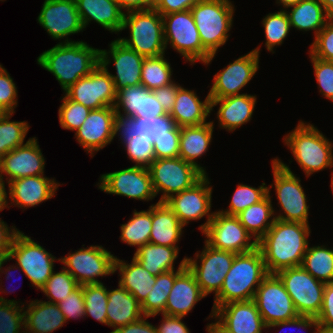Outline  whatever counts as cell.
<instances>
[{"label": "cell", "mask_w": 333, "mask_h": 333, "mask_svg": "<svg viewBox=\"0 0 333 333\" xmlns=\"http://www.w3.org/2000/svg\"><path fill=\"white\" fill-rule=\"evenodd\" d=\"M310 234L309 224L275 219L271 228L257 242L268 274L301 266Z\"/></svg>", "instance_id": "1"}, {"label": "cell", "mask_w": 333, "mask_h": 333, "mask_svg": "<svg viewBox=\"0 0 333 333\" xmlns=\"http://www.w3.org/2000/svg\"><path fill=\"white\" fill-rule=\"evenodd\" d=\"M41 68L55 76L62 90L89 75L100 63V49L85 41L57 43L37 57Z\"/></svg>", "instance_id": "2"}, {"label": "cell", "mask_w": 333, "mask_h": 333, "mask_svg": "<svg viewBox=\"0 0 333 333\" xmlns=\"http://www.w3.org/2000/svg\"><path fill=\"white\" fill-rule=\"evenodd\" d=\"M268 275L261 250L236 254L220 291L214 296L212 311L229 302L248 301Z\"/></svg>", "instance_id": "3"}, {"label": "cell", "mask_w": 333, "mask_h": 333, "mask_svg": "<svg viewBox=\"0 0 333 333\" xmlns=\"http://www.w3.org/2000/svg\"><path fill=\"white\" fill-rule=\"evenodd\" d=\"M282 139L307 178L333 168V141L313 124L300 120Z\"/></svg>", "instance_id": "4"}, {"label": "cell", "mask_w": 333, "mask_h": 333, "mask_svg": "<svg viewBox=\"0 0 333 333\" xmlns=\"http://www.w3.org/2000/svg\"><path fill=\"white\" fill-rule=\"evenodd\" d=\"M235 10L230 0H201L191 7L202 46L212 55L204 65H210L228 41Z\"/></svg>", "instance_id": "5"}, {"label": "cell", "mask_w": 333, "mask_h": 333, "mask_svg": "<svg viewBox=\"0 0 333 333\" xmlns=\"http://www.w3.org/2000/svg\"><path fill=\"white\" fill-rule=\"evenodd\" d=\"M125 29L130 31V36L117 39L144 58L167 51L162 15L154 8L124 13L122 31Z\"/></svg>", "instance_id": "6"}, {"label": "cell", "mask_w": 333, "mask_h": 333, "mask_svg": "<svg viewBox=\"0 0 333 333\" xmlns=\"http://www.w3.org/2000/svg\"><path fill=\"white\" fill-rule=\"evenodd\" d=\"M272 170L274 183L267 186L268 193H271L270 189H275L276 199L281 209L278 213L274 211L275 219L309 224L310 206L307 203L308 198L301 179L279 157L272 159Z\"/></svg>", "instance_id": "7"}, {"label": "cell", "mask_w": 333, "mask_h": 333, "mask_svg": "<svg viewBox=\"0 0 333 333\" xmlns=\"http://www.w3.org/2000/svg\"><path fill=\"white\" fill-rule=\"evenodd\" d=\"M166 49L170 47L190 65L205 63L212 55L202 46L199 32L190 10L162 15Z\"/></svg>", "instance_id": "8"}, {"label": "cell", "mask_w": 333, "mask_h": 333, "mask_svg": "<svg viewBox=\"0 0 333 333\" xmlns=\"http://www.w3.org/2000/svg\"><path fill=\"white\" fill-rule=\"evenodd\" d=\"M158 202H165L172 195L193 187L205 174L196 166L180 157L155 159L148 167Z\"/></svg>", "instance_id": "9"}, {"label": "cell", "mask_w": 333, "mask_h": 333, "mask_svg": "<svg viewBox=\"0 0 333 333\" xmlns=\"http://www.w3.org/2000/svg\"><path fill=\"white\" fill-rule=\"evenodd\" d=\"M9 258L15 259L16 265L30 280L37 290H40L54 272V263L60 258L54 257L39 243L18 231L12 241Z\"/></svg>", "instance_id": "10"}, {"label": "cell", "mask_w": 333, "mask_h": 333, "mask_svg": "<svg viewBox=\"0 0 333 333\" xmlns=\"http://www.w3.org/2000/svg\"><path fill=\"white\" fill-rule=\"evenodd\" d=\"M85 245L60 258V263L79 285L99 284V277L114 274V254L102 245ZM98 278V279H97Z\"/></svg>", "instance_id": "11"}, {"label": "cell", "mask_w": 333, "mask_h": 333, "mask_svg": "<svg viewBox=\"0 0 333 333\" xmlns=\"http://www.w3.org/2000/svg\"><path fill=\"white\" fill-rule=\"evenodd\" d=\"M276 275L283 282L299 315H319L326 283L315 279L302 266L282 269Z\"/></svg>", "instance_id": "12"}, {"label": "cell", "mask_w": 333, "mask_h": 333, "mask_svg": "<svg viewBox=\"0 0 333 333\" xmlns=\"http://www.w3.org/2000/svg\"><path fill=\"white\" fill-rule=\"evenodd\" d=\"M186 257V266L195 276L202 292L207 296L216 295L230 270L236 253L212 248L204 241L202 252Z\"/></svg>", "instance_id": "13"}, {"label": "cell", "mask_w": 333, "mask_h": 333, "mask_svg": "<svg viewBox=\"0 0 333 333\" xmlns=\"http://www.w3.org/2000/svg\"><path fill=\"white\" fill-rule=\"evenodd\" d=\"M209 180L207 174L193 187L172 195L165 201L185 227L189 222L198 221L206 216L207 220L198 228L201 233L206 230L215 213L211 212L213 188Z\"/></svg>", "instance_id": "14"}, {"label": "cell", "mask_w": 333, "mask_h": 333, "mask_svg": "<svg viewBox=\"0 0 333 333\" xmlns=\"http://www.w3.org/2000/svg\"><path fill=\"white\" fill-rule=\"evenodd\" d=\"M202 235L212 248L236 254L247 253L257 247V242L252 239L237 216L226 215L218 210Z\"/></svg>", "instance_id": "15"}, {"label": "cell", "mask_w": 333, "mask_h": 333, "mask_svg": "<svg viewBox=\"0 0 333 333\" xmlns=\"http://www.w3.org/2000/svg\"><path fill=\"white\" fill-rule=\"evenodd\" d=\"M266 326L299 316L293 300L276 274H268L253 298Z\"/></svg>", "instance_id": "16"}, {"label": "cell", "mask_w": 333, "mask_h": 333, "mask_svg": "<svg viewBox=\"0 0 333 333\" xmlns=\"http://www.w3.org/2000/svg\"><path fill=\"white\" fill-rule=\"evenodd\" d=\"M64 93L70 100L94 110L114 107L117 91L108 68L99 63L89 75L77 80Z\"/></svg>", "instance_id": "17"}, {"label": "cell", "mask_w": 333, "mask_h": 333, "mask_svg": "<svg viewBox=\"0 0 333 333\" xmlns=\"http://www.w3.org/2000/svg\"><path fill=\"white\" fill-rule=\"evenodd\" d=\"M260 49L259 45L218 71L214 75L212 87L208 90L209 97L225 98L243 94L239 92L253 79L259 69Z\"/></svg>", "instance_id": "18"}, {"label": "cell", "mask_w": 333, "mask_h": 333, "mask_svg": "<svg viewBox=\"0 0 333 333\" xmlns=\"http://www.w3.org/2000/svg\"><path fill=\"white\" fill-rule=\"evenodd\" d=\"M97 186L104 193L140 201H150L156 197L148 168L134 165L102 174Z\"/></svg>", "instance_id": "19"}, {"label": "cell", "mask_w": 333, "mask_h": 333, "mask_svg": "<svg viewBox=\"0 0 333 333\" xmlns=\"http://www.w3.org/2000/svg\"><path fill=\"white\" fill-rule=\"evenodd\" d=\"M37 17V23L42 26L53 40L58 43L76 42L69 39L84 31L75 0H45Z\"/></svg>", "instance_id": "20"}, {"label": "cell", "mask_w": 333, "mask_h": 333, "mask_svg": "<svg viewBox=\"0 0 333 333\" xmlns=\"http://www.w3.org/2000/svg\"><path fill=\"white\" fill-rule=\"evenodd\" d=\"M119 126L114 107L94 109L74 132L75 138L90 157H94L96 152L111 144L118 135Z\"/></svg>", "instance_id": "21"}, {"label": "cell", "mask_w": 333, "mask_h": 333, "mask_svg": "<svg viewBox=\"0 0 333 333\" xmlns=\"http://www.w3.org/2000/svg\"><path fill=\"white\" fill-rule=\"evenodd\" d=\"M109 49H100V64L108 68L114 62L116 74H111L116 91L141 84V69L144 57L125 46L118 39L109 44Z\"/></svg>", "instance_id": "22"}, {"label": "cell", "mask_w": 333, "mask_h": 333, "mask_svg": "<svg viewBox=\"0 0 333 333\" xmlns=\"http://www.w3.org/2000/svg\"><path fill=\"white\" fill-rule=\"evenodd\" d=\"M45 158L36 137L29 138L22 146L1 157V179L9 182L29 176L44 175Z\"/></svg>", "instance_id": "23"}, {"label": "cell", "mask_w": 333, "mask_h": 333, "mask_svg": "<svg viewBox=\"0 0 333 333\" xmlns=\"http://www.w3.org/2000/svg\"><path fill=\"white\" fill-rule=\"evenodd\" d=\"M60 183L44 175L15 179L8 183L9 208L18 206L23 210L40 205L55 197Z\"/></svg>", "instance_id": "24"}, {"label": "cell", "mask_w": 333, "mask_h": 333, "mask_svg": "<svg viewBox=\"0 0 333 333\" xmlns=\"http://www.w3.org/2000/svg\"><path fill=\"white\" fill-rule=\"evenodd\" d=\"M213 316L232 333H262L266 329L253 299L221 305Z\"/></svg>", "instance_id": "25"}, {"label": "cell", "mask_w": 333, "mask_h": 333, "mask_svg": "<svg viewBox=\"0 0 333 333\" xmlns=\"http://www.w3.org/2000/svg\"><path fill=\"white\" fill-rule=\"evenodd\" d=\"M210 100L211 112L219 105L216 113L218 126L229 133L250 122L257 103L256 95L247 93Z\"/></svg>", "instance_id": "26"}, {"label": "cell", "mask_w": 333, "mask_h": 333, "mask_svg": "<svg viewBox=\"0 0 333 333\" xmlns=\"http://www.w3.org/2000/svg\"><path fill=\"white\" fill-rule=\"evenodd\" d=\"M205 297L195 276L186 266L175 278L163 314L184 318Z\"/></svg>", "instance_id": "27"}, {"label": "cell", "mask_w": 333, "mask_h": 333, "mask_svg": "<svg viewBox=\"0 0 333 333\" xmlns=\"http://www.w3.org/2000/svg\"><path fill=\"white\" fill-rule=\"evenodd\" d=\"M210 113L211 100L209 93H207L205 100L201 101L194 90H188V88L180 86L169 116L179 127L199 126L207 123Z\"/></svg>", "instance_id": "28"}, {"label": "cell", "mask_w": 333, "mask_h": 333, "mask_svg": "<svg viewBox=\"0 0 333 333\" xmlns=\"http://www.w3.org/2000/svg\"><path fill=\"white\" fill-rule=\"evenodd\" d=\"M84 29L91 21L110 33L122 32L124 12L115 0H75Z\"/></svg>", "instance_id": "29"}, {"label": "cell", "mask_w": 333, "mask_h": 333, "mask_svg": "<svg viewBox=\"0 0 333 333\" xmlns=\"http://www.w3.org/2000/svg\"><path fill=\"white\" fill-rule=\"evenodd\" d=\"M214 125L213 121H208L199 126L180 127L179 157L199 168L205 175V167L196 160L207 153L213 139Z\"/></svg>", "instance_id": "30"}, {"label": "cell", "mask_w": 333, "mask_h": 333, "mask_svg": "<svg viewBox=\"0 0 333 333\" xmlns=\"http://www.w3.org/2000/svg\"><path fill=\"white\" fill-rule=\"evenodd\" d=\"M152 205V225L149 242L167 247H179L185 227L165 202Z\"/></svg>", "instance_id": "31"}, {"label": "cell", "mask_w": 333, "mask_h": 333, "mask_svg": "<svg viewBox=\"0 0 333 333\" xmlns=\"http://www.w3.org/2000/svg\"><path fill=\"white\" fill-rule=\"evenodd\" d=\"M143 316L141 304L119 283L118 288L108 289L107 326L113 328V331Z\"/></svg>", "instance_id": "32"}, {"label": "cell", "mask_w": 333, "mask_h": 333, "mask_svg": "<svg viewBox=\"0 0 333 333\" xmlns=\"http://www.w3.org/2000/svg\"><path fill=\"white\" fill-rule=\"evenodd\" d=\"M118 271V283L142 304L156 282V276L150 274L133 257L131 263L115 257L114 274Z\"/></svg>", "instance_id": "33"}, {"label": "cell", "mask_w": 333, "mask_h": 333, "mask_svg": "<svg viewBox=\"0 0 333 333\" xmlns=\"http://www.w3.org/2000/svg\"><path fill=\"white\" fill-rule=\"evenodd\" d=\"M28 302L24 306L26 329L35 333H54L67 323L57 304L36 299Z\"/></svg>", "instance_id": "34"}, {"label": "cell", "mask_w": 333, "mask_h": 333, "mask_svg": "<svg viewBox=\"0 0 333 333\" xmlns=\"http://www.w3.org/2000/svg\"><path fill=\"white\" fill-rule=\"evenodd\" d=\"M286 13L291 28L304 32L314 31V37L332 18L319 0H302L287 8Z\"/></svg>", "instance_id": "35"}, {"label": "cell", "mask_w": 333, "mask_h": 333, "mask_svg": "<svg viewBox=\"0 0 333 333\" xmlns=\"http://www.w3.org/2000/svg\"><path fill=\"white\" fill-rule=\"evenodd\" d=\"M271 197L268 193L261 201L249 206L237 215L240 223L256 242L266 234L275 221V209Z\"/></svg>", "instance_id": "36"}, {"label": "cell", "mask_w": 333, "mask_h": 333, "mask_svg": "<svg viewBox=\"0 0 333 333\" xmlns=\"http://www.w3.org/2000/svg\"><path fill=\"white\" fill-rule=\"evenodd\" d=\"M179 247H167L147 243L134 253V258L150 274L158 276L163 272L175 270L174 262L178 258Z\"/></svg>", "instance_id": "37"}, {"label": "cell", "mask_w": 333, "mask_h": 333, "mask_svg": "<svg viewBox=\"0 0 333 333\" xmlns=\"http://www.w3.org/2000/svg\"><path fill=\"white\" fill-rule=\"evenodd\" d=\"M186 257L187 256L180 261L177 270L163 272L156 276V282L153 285L152 290L141 304V310L144 316L154 317L165 312L167 299L173 287L175 278L186 267Z\"/></svg>", "instance_id": "38"}, {"label": "cell", "mask_w": 333, "mask_h": 333, "mask_svg": "<svg viewBox=\"0 0 333 333\" xmlns=\"http://www.w3.org/2000/svg\"><path fill=\"white\" fill-rule=\"evenodd\" d=\"M118 138L134 166L148 168L155 161L152 141L132 133L124 124L119 126Z\"/></svg>", "instance_id": "39"}, {"label": "cell", "mask_w": 333, "mask_h": 333, "mask_svg": "<svg viewBox=\"0 0 333 333\" xmlns=\"http://www.w3.org/2000/svg\"><path fill=\"white\" fill-rule=\"evenodd\" d=\"M301 266L315 279L324 283L333 282V247L310 246L303 257Z\"/></svg>", "instance_id": "40"}, {"label": "cell", "mask_w": 333, "mask_h": 333, "mask_svg": "<svg viewBox=\"0 0 333 333\" xmlns=\"http://www.w3.org/2000/svg\"><path fill=\"white\" fill-rule=\"evenodd\" d=\"M152 225V205L147 210L133 211V215L127 223L120 225V239L129 246L137 247L149 243Z\"/></svg>", "instance_id": "41"}, {"label": "cell", "mask_w": 333, "mask_h": 333, "mask_svg": "<svg viewBox=\"0 0 333 333\" xmlns=\"http://www.w3.org/2000/svg\"><path fill=\"white\" fill-rule=\"evenodd\" d=\"M165 54L144 58L141 69V84L153 91L157 88L170 85L173 69Z\"/></svg>", "instance_id": "42"}, {"label": "cell", "mask_w": 333, "mask_h": 333, "mask_svg": "<svg viewBox=\"0 0 333 333\" xmlns=\"http://www.w3.org/2000/svg\"><path fill=\"white\" fill-rule=\"evenodd\" d=\"M13 115L14 113L6 112L0 117V158L24 145L30 128L26 121H10Z\"/></svg>", "instance_id": "43"}, {"label": "cell", "mask_w": 333, "mask_h": 333, "mask_svg": "<svg viewBox=\"0 0 333 333\" xmlns=\"http://www.w3.org/2000/svg\"><path fill=\"white\" fill-rule=\"evenodd\" d=\"M262 19L261 24L266 37L264 46L267 51L274 53V47L281 46L291 30L288 15L286 10L281 9L267 14Z\"/></svg>", "instance_id": "44"}, {"label": "cell", "mask_w": 333, "mask_h": 333, "mask_svg": "<svg viewBox=\"0 0 333 333\" xmlns=\"http://www.w3.org/2000/svg\"><path fill=\"white\" fill-rule=\"evenodd\" d=\"M234 191L228 208L218 211L226 215L237 216L249 206L261 201L268 194V188L265 182L258 187L241 183L238 184Z\"/></svg>", "instance_id": "45"}, {"label": "cell", "mask_w": 333, "mask_h": 333, "mask_svg": "<svg viewBox=\"0 0 333 333\" xmlns=\"http://www.w3.org/2000/svg\"><path fill=\"white\" fill-rule=\"evenodd\" d=\"M85 317L107 325L108 290L103 283L83 285Z\"/></svg>", "instance_id": "46"}, {"label": "cell", "mask_w": 333, "mask_h": 333, "mask_svg": "<svg viewBox=\"0 0 333 333\" xmlns=\"http://www.w3.org/2000/svg\"><path fill=\"white\" fill-rule=\"evenodd\" d=\"M124 125L132 132L143 138L154 141L157 136L165 134L170 131L174 126V120L169 114L159 118H131L128 119Z\"/></svg>", "instance_id": "47"}, {"label": "cell", "mask_w": 333, "mask_h": 333, "mask_svg": "<svg viewBox=\"0 0 333 333\" xmlns=\"http://www.w3.org/2000/svg\"><path fill=\"white\" fill-rule=\"evenodd\" d=\"M142 84L117 90L114 110L120 124L141 113ZM122 111V112H121Z\"/></svg>", "instance_id": "48"}, {"label": "cell", "mask_w": 333, "mask_h": 333, "mask_svg": "<svg viewBox=\"0 0 333 333\" xmlns=\"http://www.w3.org/2000/svg\"><path fill=\"white\" fill-rule=\"evenodd\" d=\"M79 284L74 277L64 268L54 271L45 285L40 289L49 299L47 302L58 304L75 290Z\"/></svg>", "instance_id": "49"}, {"label": "cell", "mask_w": 333, "mask_h": 333, "mask_svg": "<svg viewBox=\"0 0 333 333\" xmlns=\"http://www.w3.org/2000/svg\"><path fill=\"white\" fill-rule=\"evenodd\" d=\"M0 296V333H21L25 327L24 303Z\"/></svg>", "instance_id": "50"}, {"label": "cell", "mask_w": 333, "mask_h": 333, "mask_svg": "<svg viewBox=\"0 0 333 333\" xmlns=\"http://www.w3.org/2000/svg\"><path fill=\"white\" fill-rule=\"evenodd\" d=\"M62 104L58 109L60 126L63 129L77 131L88 117L91 109L70 100L65 94L61 97Z\"/></svg>", "instance_id": "51"}, {"label": "cell", "mask_w": 333, "mask_h": 333, "mask_svg": "<svg viewBox=\"0 0 333 333\" xmlns=\"http://www.w3.org/2000/svg\"><path fill=\"white\" fill-rule=\"evenodd\" d=\"M309 57L319 87V93L333 103V61L318 59L310 53Z\"/></svg>", "instance_id": "52"}, {"label": "cell", "mask_w": 333, "mask_h": 333, "mask_svg": "<svg viewBox=\"0 0 333 333\" xmlns=\"http://www.w3.org/2000/svg\"><path fill=\"white\" fill-rule=\"evenodd\" d=\"M180 127L175 125L170 131L157 136L153 141L155 159L179 157Z\"/></svg>", "instance_id": "53"}, {"label": "cell", "mask_w": 333, "mask_h": 333, "mask_svg": "<svg viewBox=\"0 0 333 333\" xmlns=\"http://www.w3.org/2000/svg\"><path fill=\"white\" fill-rule=\"evenodd\" d=\"M309 53L324 61H333V17L315 36Z\"/></svg>", "instance_id": "54"}, {"label": "cell", "mask_w": 333, "mask_h": 333, "mask_svg": "<svg viewBox=\"0 0 333 333\" xmlns=\"http://www.w3.org/2000/svg\"><path fill=\"white\" fill-rule=\"evenodd\" d=\"M18 90L9 72L0 64V109L15 113L18 105Z\"/></svg>", "instance_id": "55"}, {"label": "cell", "mask_w": 333, "mask_h": 333, "mask_svg": "<svg viewBox=\"0 0 333 333\" xmlns=\"http://www.w3.org/2000/svg\"><path fill=\"white\" fill-rule=\"evenodd\" d=\"M57 305L65 316L66 322L73 318L74 320L85 319L83 286L79 285L65 300L60 301Z\"/></svg>", "instance_id": "56"}, {"label": "cell", "mask_w": 333, "mask_h": 333, "mask_svg": "<svg viewBox=\"0 0 333 333\" xmlns=\"http://www.w3.org/2000/svg\"><path fill=\"white\" fill-rule=\"evenodd\" d=\"M167 115L153 91L142 85L141 113H136L132 118H159Z\"/></svg>", "instance_id": "57"}, {"label": "cell", "mask_w": 333, "mask_h": 333, "mask_svg": "<svg viewBox=\"0 0 333 333\" xmlns=\"http://www.w3.org/2000/svg\"><path fill=\"white\" fill-rule=\"evenodd\" d=\"M316 319L320 326L333 328V282L325 285L322 308Z\"/></svg>", "instance_id": "58"}, {"label": "cell", "mask_w": 333, "mask_h": 333, "mask_svg": "<svg viewBox=\"0 0 333 333\" xmlns=\"http://www.w3.org/2000/svg\"><path fill=\"white\" fill-rule=\"evenodd\" d=\"M201 0H156L154 9L161 15H168L179 11L190 10L191 7Z\"/></svg>", "instance_id": "59"}, {"label": "cell", "mask_w": 333, "mask_h": 333, "mask_svg": "<svg viewBox=\"0 0 333 333\" xmlns=\"http://www.w3.org/2000/svg\"><path fill=\"white\" fill-rule=\"evenodd\" d=\"M180 86L181 85L179 83L177 84L174 81L170 85L153 90L156 99L160 102L162 108L167 114H169L173 108L177 91Z\"/></svg>", "instance_id": "60"}, {"label": "cell", "mask_w": 333, "mask_h": 333, "mask_svg": "<svg viewBox=\"0 0 333 333\" xmlns=\"http://www.w3.org/2000/svg\"><path fill=\"white\" fill-rule=\"evenodd\" d=\"M287 326L290 328H293V327H297L299 329L302 328L303 330L311 328L310 330H313L312 333H318V330L320 327L316 317L299 315L298 317H296L295 319H292V320L277 322V323L268 325V326H266V329L271 330V327L273 329H275L276 327L283 328V327H287ZM312 328H314V329H312ZM279 333H281V332H279Z\"/></svg>", "instance_id": "61"}, {"label": "cell", "mask_w": 333, "mask_h": 333, "mask_svg": "<svg viewBox=\"0 0 333 333\" xmlns=\"http://www.w3.org/2000/svg\"><path fill=\"white\" fill-rule=\"evenodd\" d=\"M18 231L19 229H17L16 226L13 225L9 227V225L0 218V260L9 257L12 241Z\"/></svg>", "instance_id": "62"}, {"label": "cell", "mask_w": 333, "mask_h": 333, "mask_svg": "<svg viewBox=\"0 0 333 333\" xmlns=\"http://www.w3.org/2000/svg\"><path fill=\"white\" fill-rule=\"evenodd\" d=\"M161 315L163 319L160 321V325H156L157 333H191L189 328L182 321L183 317Z\"/></svg>", "instance_id": "63"}, {"label": "cell", "mask_w": 333, "mask_h": 333, "mask_svg": "<svg viewBox=\"0 0 333 333\" xmlns=\"http://www.w3.org/2000/svg\"><path fill=\"white\" fill-rule=\"evenodd\" d=\"M149 316H143L138 321L129 323L110 333H157L156 326L147 321Z\"/></svg>", "instance_id": "64"}, {"label": "cell", "mask_w": 333, "mask_h": 333, "mask_svg": "<svg viewBox=\"0 0 333 333\" xmlns=\"http://www.w3.org/2000/svg\"><path fill=\"white\" fill-rule=\"evenodd\" d=\"M115 1L124 13L130 11L151 9L154 8L155 4L153 0H115Z\"/></svg>", "instance_id": "65"}, {"label": "cell", "mask_w": 333, "mask_h": 333, "mask_svg": "<svg viewBox=\"0 0 333 333\" xmlns=\"http://www.w3.org/2000/svg\"><path fill=\"white\" fill-rule=\"evenodd\" d=\"M11 259L8 257V258H5V259H3V260H1L0 261V278H2L1 277V275H2V273H4L6 276V280H8L10 277H12L11 276V272L13 271V272H15V270H17L18 269V271L21 269L18 265H9V267H5L4 269H2L4 266L3 265H5V263H7V261H10ZM13 269V270H12ZM15 269V270H14ZM5 270V271H4ZM13 274V273H12ZM0 292L1 293H6L7 291V293H10V292H13L14 290H10L9 288V290L7 289V288H5V290L1 287V285H2V280L0 279ZM10 287V286H9ZM14 287V286H13Z\"/></svg>", "instance_id": "66"}, {"label": "cell", "mask_w": 333, "mask_h": 333, "mask_svg": "<svg viewBox=\"0 0 333 333\" xmlns=\"http://www.w3.org/2000/svg\"><path fill=\"white\" fill-rule=\"evenodd\" d=\"M213 318L215 319L214 322L208 323L206 325V331L207 333H232L231 331L227 330L214 316H213V311L211 310V313L209 314V317L207 318L210 319Z\"/></svg>", "instance_id": "67"}, {"label": "cell", "mask_w": 333, "mask_h": 333, "mask_svg": "<svg viewBox=\"0 0 333 333\" xmlns=\"http://www.w3.org/2000/svg\"><path fill=\"white\" fill-rule=\"evenodd\" d=\"M5 181H3L2 179H0V212L2 210H4L5 208H9L8 204H9V201H8V191L7 189L5 188ZM7 191V192H6Z\"/></svg>", "instance_id": "68"}, {"label": "cell", "mask_w": 333, "mask_h": 333, "mask_svg": "<svg viewBox=\"0 0 333 333\" xmlns=\"http://www.w3.org/2000/svg\"><path fill=\"white\" fill-rule=\"evenodd\" d=\"M302 0H276V4L281 5L282 10H286L287 8L298 4Z\"/></svg>", "instance_id": "69"}, {"label": "cell", "mask_w": 333, "mask_h": 333, "mask_svg": "<svg viewBox=\"0 0 333 333\" xmlns=\"http://www.w3.org/2000/svg\"><path fill=\"white\" fill-rule=\"evenodd\" d=\"M324 6L326 12L333 17V0H319Z\"/></svg>", "instance_id": "70"}, {"label": "cell", "mask_w": 333, "mask_h": 333, "mask_svg": "<svg viewBox=\"0 0 333 333\" xmlns=\"http://www.w3.org/2000/svg\"><path fill=\"white\" fill-rule=\"evenodd\" d=\"M318 333H333V328L319 327Z\"/></svg>", "instance_id": "71"}, {"label": "cell", "mask_w": 333, "mask_h": 333, "mask_svg": "<svg viewBox=\"0 0 333 333\" xmlns=\"http://www.w3.org/2000/svg\"><path fill=\"white\" fill-rule=\"evenodd\" d=\"M21 333H35V332H32L31 330L26 329V328L24 327V329L22 330Z\"/></svg>", "instance_id": "72"}, {"label": "cell", "mask_w": 333, "mask_h": 333, "mask_svg": "<svg viewBox=\"0 0 333 333\" xmlns=\"http://www.w3.org/2000/svg\"><path fill=\"white\" fill-rule=\"evenodd\" d=\"M330 187L332 189L331 191H332V194H333V173H332V177H331V186Z\"/></svg>", "instance_id": "73"}, {"label": "cell", "mask_w": 333, "mask_h": 333, "mask_svg": "<svg viewBox=\"0 0 333 333\" xmlns=\"http://www.w3.org/2000/svg\"><path fill=\"white\" fill-rule=\"evenodd\" d=\"M4 114V112L0 109V117Z\"/></svg>", "instance_id": "74"}]
</instances>
